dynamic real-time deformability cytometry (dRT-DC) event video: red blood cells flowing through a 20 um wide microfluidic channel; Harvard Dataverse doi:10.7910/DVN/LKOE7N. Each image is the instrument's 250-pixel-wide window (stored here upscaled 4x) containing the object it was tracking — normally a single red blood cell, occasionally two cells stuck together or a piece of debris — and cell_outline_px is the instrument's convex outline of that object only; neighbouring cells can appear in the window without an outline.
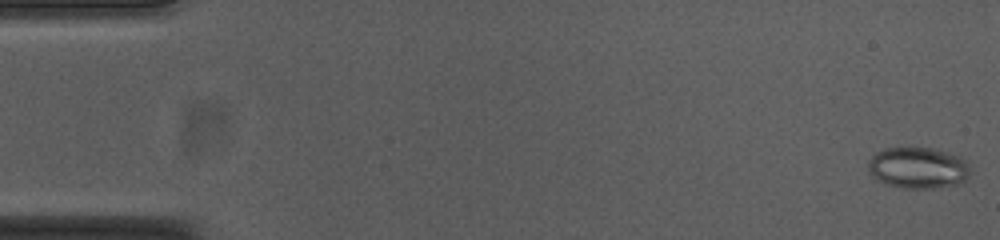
{"species": "common noctule bat (a hibernating species)", "species_latin": "Nyctalus noctula", "temperature_condition": "cold", "stored_images_in_passage": 54, "camera_frame_rate_fps": 3000, "um_per_image_px": 0.085, "animal": {"sex": "female", "body_mass_g": 23.0, "forearm_length_mm": 53.4}, "frame": {"image": 1, "passage_image": 1, "time_ms": 0.0, "image_size_px": [1000, 240], "cell_outline_px": [[968, 176], [960, 184], [932, 188], [904, 188], [884, 184], [872, 176], [868, 168], [868, 160], [876, 152], [884, 148], [932, 148], [948, 152], [960, 156], [964, 160], [968, 168]], "centroid_in_image_um": [78.0, 14.27], "position_along_channel_um": 7.0, "area_um2": 24.51}}
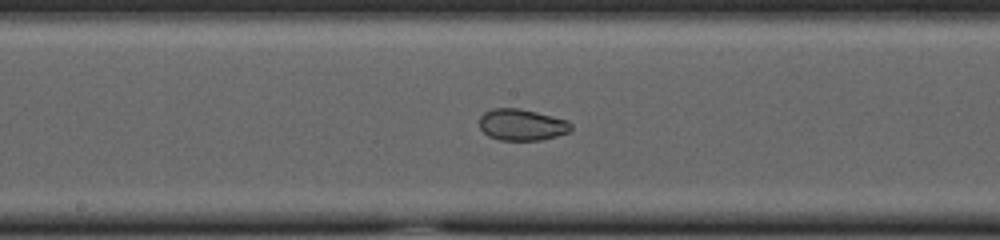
{"frame": {"image": 2, "passage_image": 28, "time_ms": 9.0, "image_size_px": [1000, 240], "cell_outline_px": [[572, 128], [568, 132], [556, 136], [540, 140], [500, 140], [488, 136], [480, 128], [480, 116], [484, 112], [492, 108], [520, 108], [568, 120], [572, 124]], "centroid_in_image_um": [44.35, 10.6], "position_along_channel_um": 203.9, "area_um2": 16.82}}
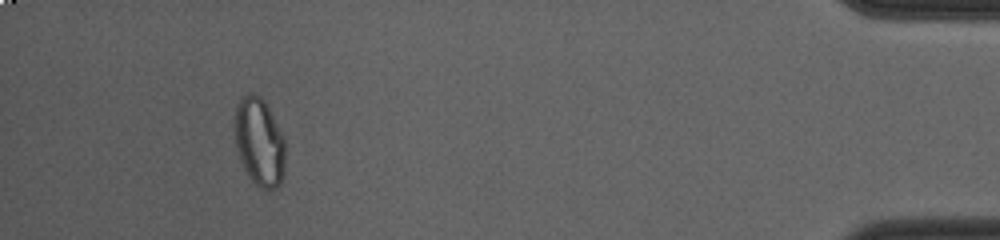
{"frame": {"image": 3, "passage_image": 50, "time_ms": 16.333, "image_size_px": [1000, 240], "cell_outline_px": [[284, 172], [280, 184], [276, 188], [260, 188], [248, 176], [240, 160], [236, 148], [236, 108], [240, 100], [248, 92], [252, 92], [260, 96], [264, 100], [284, 136]], "centroid_in_image_um": [22.06, 12.07], "position_along_channel_um": 413.1, "area_um2": 25.66}, "authors_computed_cell_mechanics": {"area_um2": 22.7154, "velocity_mm_per_s": 3.7608, "shape_relaxation_time_tau1_ms": null, "shape_relaxation_time_tau2_ms": 1.3736, "deformation_change_tau1": null, "deformation_change_tau2": 0.0493}}